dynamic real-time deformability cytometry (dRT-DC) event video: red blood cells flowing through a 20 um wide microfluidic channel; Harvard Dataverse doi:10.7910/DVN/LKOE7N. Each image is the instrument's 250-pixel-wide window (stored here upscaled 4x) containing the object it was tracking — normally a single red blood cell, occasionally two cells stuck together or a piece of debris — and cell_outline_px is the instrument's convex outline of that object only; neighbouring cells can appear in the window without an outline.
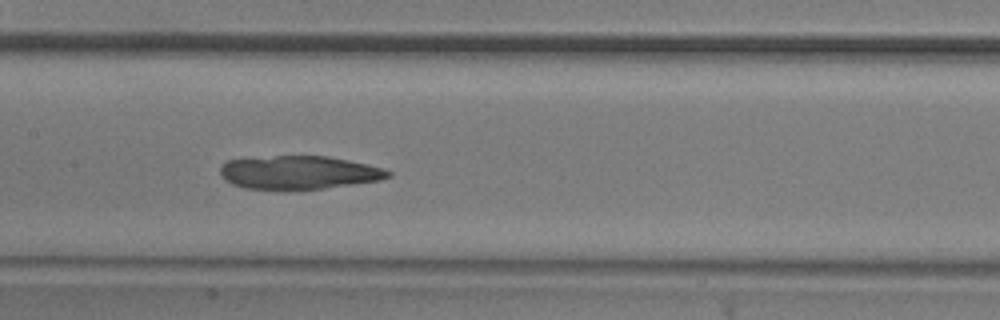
{"species": "common noctule bat (a hibernating species)", "species_latin": "Nyctalus noctula", "temperature_condition": "room temperature", "stored_images_in_passage": 39, "camera_frame_rate_fps": 3000, "um_per_image_px": 0.085, "animal": {"sex": "male", "body_mass_g": 20.5, "forearm_length_mm": 52.5}, "frame": {"image": 1, "passage_image": 17, "time_ms": 5.333, "image_size_px": [1000, 320], "cell_outline_px": [[392, 176], [380, 180], [324, 188], [244, 188], [232, 184], [224, 180], [220, 176], [220, 168], [228, 160], [276, 156], [328, 156], [348, 160], [384, 168], [392, 172]], "centroid_in_image_um": [25.42, 14.65], "position_along_channel_um": 182.0, "area_um2": 32.14}}
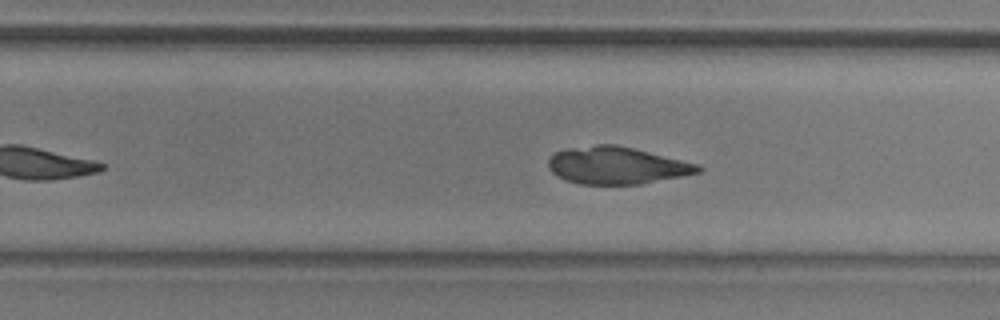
{"frame": {"image": 2, "passage_image": 25, "time_ms": 8.0, "image_size_px": [1000, 320], "cell_outline_px": [[704, 168], [700, 172], [640, 184], [580, 184], [564, 180], [556, 176], [548, 168], [548, 160], [556, 152], [568, 148], [596, 144], [612, 144], [632, 148], [700, 164]], "centroid_in_image_um": [52.4, 14.07], "position_along_channel_um": 277.4, "area_um2": 32.37}}
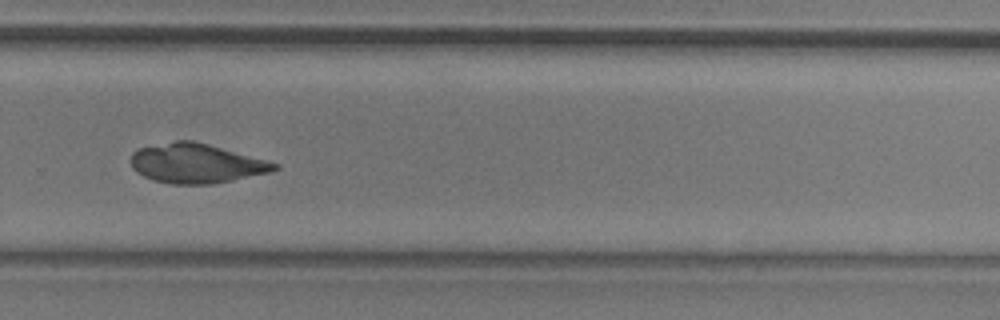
{"frame": {"image": 3, "passage_image": 28, "time_ms": 9.0, "image_size_px": [1000, 320], "cell_outline_px": [[280, 168], [272, 172], [212, 184], [172, 184], [152, 180], [136, 172], [132, 168], [132, 152], [136, 148], [176, 140], [192, 140], [208, 144], [268, 160], [280, 164]], "centroid_in_image_um": [16.69, 13.88], "position_along_channel_um": 313.1, "area_um2": 33.23}}